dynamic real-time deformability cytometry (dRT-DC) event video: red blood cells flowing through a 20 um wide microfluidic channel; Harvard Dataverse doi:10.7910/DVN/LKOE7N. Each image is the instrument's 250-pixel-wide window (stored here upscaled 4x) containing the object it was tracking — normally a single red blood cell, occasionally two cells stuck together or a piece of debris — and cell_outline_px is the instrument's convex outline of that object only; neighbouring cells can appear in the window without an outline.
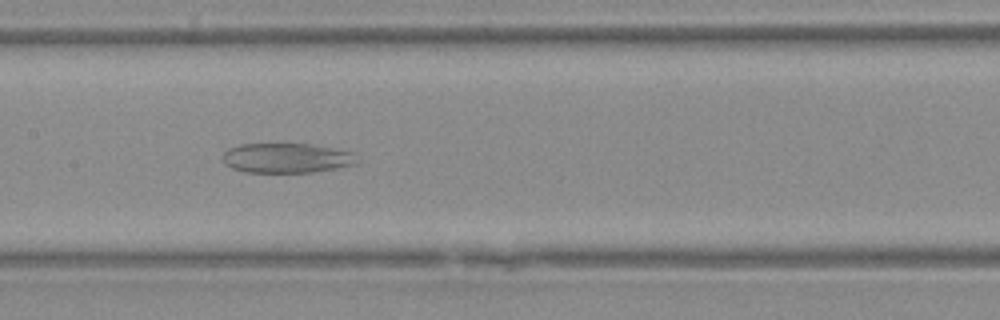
{"species": "Egyptian fruit bat (a non-hibernating species)", "species_latin": "Rousettus aegyptiacus", "temperature_condition": "warm", "stored_images_in_passage": 34, "camera_frame_rate_fps": 3000, "um_per_image_px": 0.085, "animal": {"sex": "female"}, "frame": {"image": 1, "passage_image": 12, "time_ms": 3.667, "image_size_px": [1000, 320], "cell_outline_px": [[360, 160], [356, 164], [336, 168], [312, 172], [244, 172], [232, 168], [224, 164], [220, 156], [228, 148], [240, 144], [312, 144], [352, 152]], "centroid_in_image_um": [24.33, 13.43], "position_along_channel_um": 183.1, "area_um2": 23.47}}
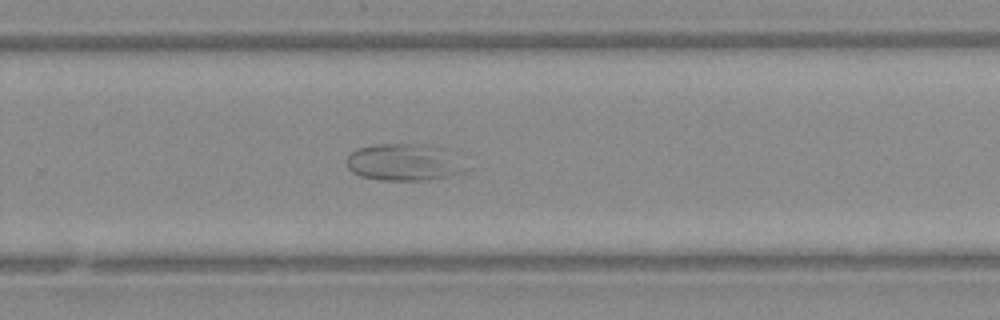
{"frame": {"image": 2, "passage_image": 19, "time_ms": 6.0, "image_size_px": [1000, 320], "cell_outline_px": [[476, 168], [452, 176], [428, 180], [380, 180], [360, 176], [352, 172], [348, 168], [344, 160], [348, 152], [356, 148], [376, 144], [420, 144]], "centroid_in_image_um": [34.23, 13.84], "position_along_channel_um": 295.6, "area_um2": 25.37}}
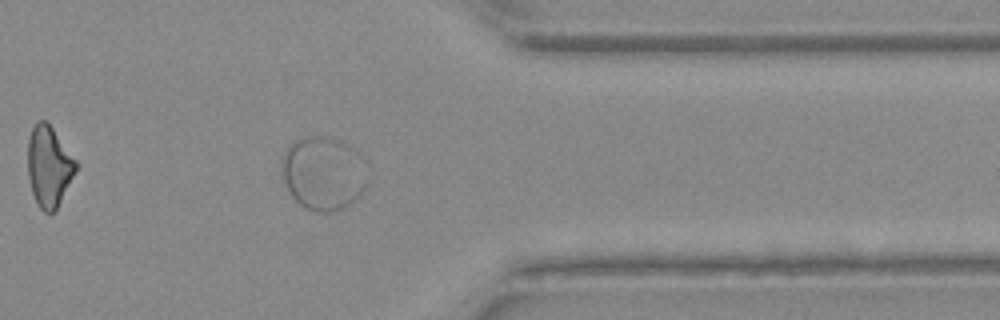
{"frame": {"image": 3, "passage_image": 25, "time_ms": 8.0, "image_size_px": [1000, 320], "cell_outline_px": [[368, 184], [360, 196], [344, 208], [336, 212], [316, 212], [304, 208], [292, 196], [284, 180], [280, 160], [288, 148], [296, 140], [316, 136], [324, 136], [340, 140], [360, 152], [368, 180]], "centroid_in_image_um": [27.52, 14.75], "position_along_channel_um": 383.9, "area_um2": 36.93}}